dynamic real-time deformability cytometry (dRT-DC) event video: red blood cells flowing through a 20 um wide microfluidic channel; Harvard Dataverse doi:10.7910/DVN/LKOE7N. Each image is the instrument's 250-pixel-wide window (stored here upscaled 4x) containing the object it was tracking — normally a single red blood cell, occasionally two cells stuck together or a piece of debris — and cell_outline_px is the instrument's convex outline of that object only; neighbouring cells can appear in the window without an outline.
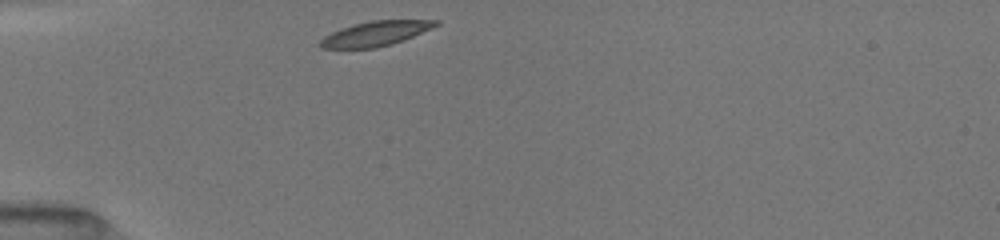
{"species": "common noctule bat (a hibernating species)", "species_latin": "Nyctalus noctula", "temperature_condition": "room temperature", "stored_images_in_passage": 32, "camera_frame_rate_fps": 3000, "um_per_image_px": 0.085, "animal": {"sex": "female", "body_mass_g": 19.5, "forearm_length_mm": 54.1}, "frame": {"image": 1, "passage_image": 1, "time_ms": 0.0, "image_size_px": [1000, 240], "cell_outline_px": [[440, 24], [432, 28], [392, 44], [376, 48], [320, 48], [316, 44], [324, 36], [340, 28], [352, 24], [372, 20], [440, 20]], "centroid_in_image_um": [31.87, 2.85], "position_along_channel_um": 53.1, "area_um2": 16.7}}
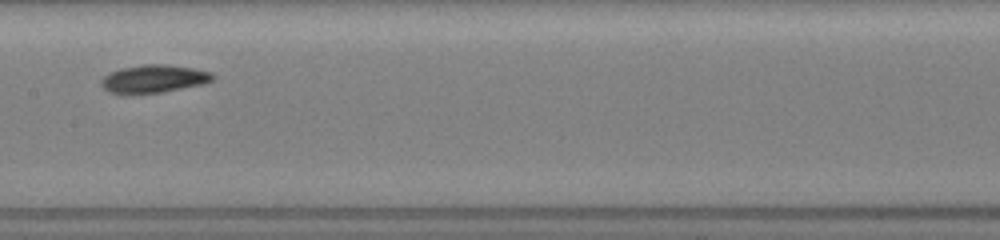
{"frame": {"image": 2, "passage_image": 13, "time_ms": 4.0, "image_size_px": [1000, 240], "cell_outline_px": [[216, 80], [204, 84], [160, 92], [108, 92], [100, 84], [100, 80], [108, 72], [120, 68], [140, 64], [164, 64], [192, 68], [212, 72], [216, 76]], "centroid_in_image_um": [13.11, 6.66], "position_along_channel_um": 194.3, "area_um2": 18.03}}
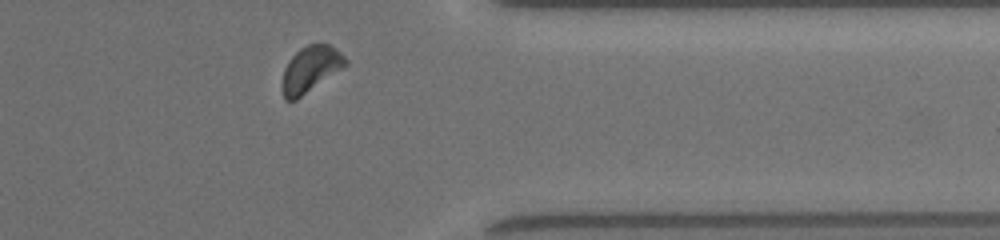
{"frame": {"image": 3, "passage_image": 28, "time_ms": 9.0, "image_size_px": [1000, 240], "cell_outline_px": [[348, 64], [344, 68], [296, 100], [284, 100], [284, 68], [288, 60], [300, 48], [308, 44], [328, 44], [340, 52], [348, 60]], "centroid_in_image_um": [26.44, 5.87], "position_along_channel_um": 385.0, "area_um2": 16.76}, "authors_computed_cell_mechanics": {"area_um2": 17.4556, "velocity_mm_per_s": 3.9598, "shape_relaxation_time_tau1_ms": 1.6092, "shape_relaxation_time_tau2_ms": 3.5399, "deformation_change_tau1": 0.0912, "deformation_change_tau2": 0.0715}}